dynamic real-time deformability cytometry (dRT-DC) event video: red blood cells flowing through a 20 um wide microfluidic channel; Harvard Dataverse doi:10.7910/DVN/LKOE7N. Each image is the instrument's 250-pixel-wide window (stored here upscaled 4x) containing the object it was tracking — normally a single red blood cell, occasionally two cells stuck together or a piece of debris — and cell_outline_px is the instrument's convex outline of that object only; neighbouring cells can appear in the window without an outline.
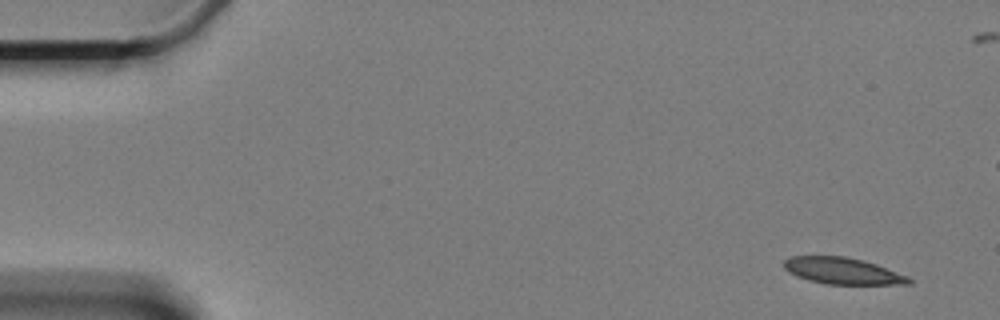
{"species": "Egyptian fruit bat (a non-hibernating species)", "species_latin": "Rousettus aegyptiacus", "temperature_condition": "cold", "stored_images_in_passage": 5, "camera_frame_rate_fps": 3000, "um_per_image_px": 0.085, "animal": {"sex": "female"}, "frame": {"image": 1, "passage_image": 1, "time_ms": 0.0, "image_size_px": [1000, 320], "cell_outline_px": [[912, 284], [828, 284], [808, 280], [796, 276], [788, 272], [784, 268], [784, 260], [792, 256], [844, 256], [864, 260], [876, 264], [908, 276], [912, 280]], "centroid_in_image_um": [71.62, 23.02], "position_along_channel_um": 13.4, "area_um2": 19.31}}